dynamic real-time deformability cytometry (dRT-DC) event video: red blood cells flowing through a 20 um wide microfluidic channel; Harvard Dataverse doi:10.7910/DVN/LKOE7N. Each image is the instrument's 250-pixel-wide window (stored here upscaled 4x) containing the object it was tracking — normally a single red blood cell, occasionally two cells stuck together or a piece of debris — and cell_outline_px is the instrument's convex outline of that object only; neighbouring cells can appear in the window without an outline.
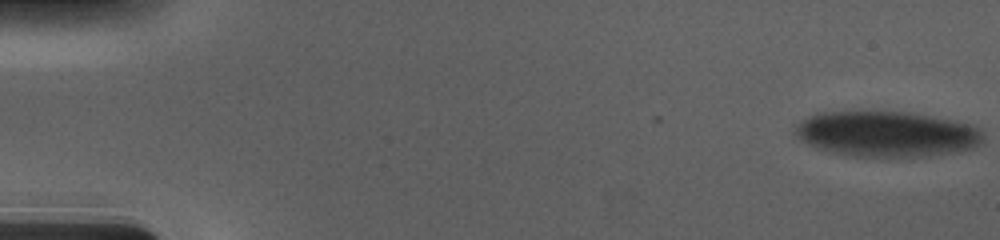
{"species": "human", "species_latin": "Homo sapiens", "temperature_condition": "cold", "stored_images_in_passage": 57, "camera_frame_rate_fps": 3000, "um_per_image_px": 0.085, "donor": {"sex": "male"}, "frame": {"image": 1, "passage_image": 1, "time_ms": 0.0, "image_size_px": [1000, 240], "cell_outline_px": [[984, 144], [976, 148], [960, 152], [932, 156], [884, 160], [848, 156], [816, 148], [800, 140], [792, 132], [796, 124], [800, 120], [816, 112], [912, 112], [956, 120], [976, 124], [984, 132]], "centroid_in_image_um": [75.45, 11.43], "position_along_channel_um": 9.5, "area_um2": 52.25}}
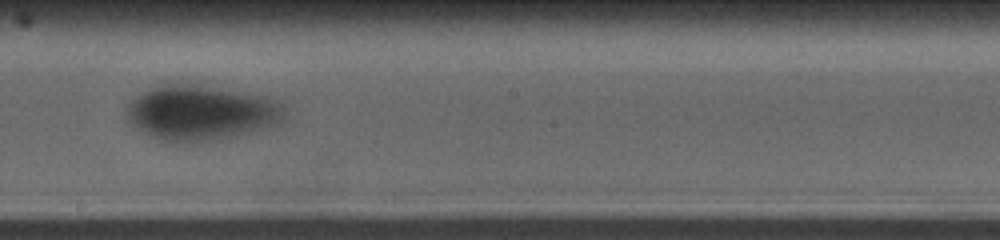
{"frame": {"image": 2, "passage_image": 33, "time_ms": 10.667, "image_size_px": [1000, 240], "cell_outline_px": [[288, 120], [272, 128], [228, 140], [192, 144], [176, 144], [160, 140], [144, 132], [132, 124], [124, 116], [124, 108], [140, 92], [164, 84], [180, 84], [220, 88], [268, 96], [276, 100], [288, 108]], "centroid_in_image_um": [17.2, 9.65], "position_along_channel_um": 231.0, "area_um2": 52.71}}
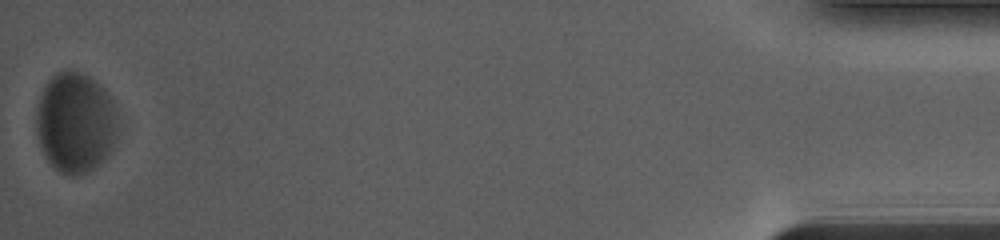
{"frame": {"image": 3, "passage_image": 57, "time_ms": 18.667, "image_size_px": [1000, 240], "cell_outline_px": [[116, 136], [112, 144], [104, 156], [92, 168], [84, 172], [72, 176], [60, 172], [44, 156], [36, 136], [36, 108], [40, 96], [48, 80], [56, 72], [80, 72], [88, 76], [112, 100], [116, 108]], "centroid_in_image_um": [6.35, 10.42], "position_along_channel_um": 428.9, "area_um2": 46.7}}